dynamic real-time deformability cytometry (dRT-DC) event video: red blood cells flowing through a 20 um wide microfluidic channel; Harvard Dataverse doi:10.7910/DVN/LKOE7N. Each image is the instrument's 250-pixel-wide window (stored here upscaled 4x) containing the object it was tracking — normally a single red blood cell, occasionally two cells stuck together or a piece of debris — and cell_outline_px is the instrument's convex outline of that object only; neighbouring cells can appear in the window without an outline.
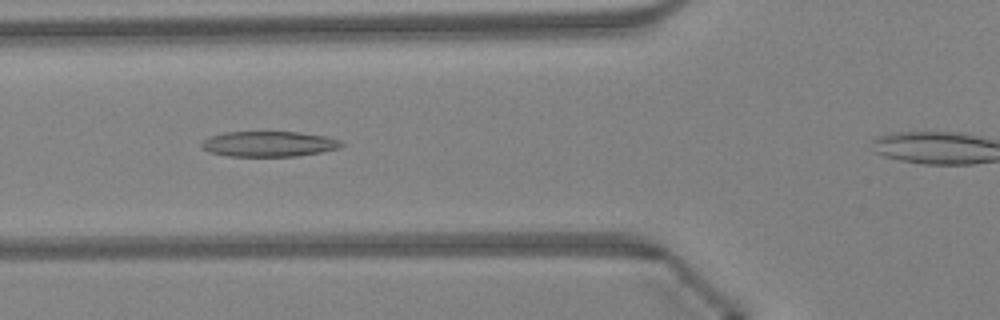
{"species": "Egyptian fruit bat (a non-hibernating species)", "species_latin": "Rousettus aegyptiacus", "temperature_condition": "warm", "stored_images_in_passage": 33, "camera_frame_rate_fps": 3000, "um_per_image_px": 0.085, "animal": {"sex": "female"}, "frame": {"image": 1, "passage_image": 10, "time_ms": 3.0, "image_size_px": [1000, 320], "cell_outline_px": [[344, 144], [340, 148], [320, 152], [296, 156], [228, 156], [208, 152], [200, 144], [204, 140], [212, 136], [224, 132], [296, 132], [324, 136], [340, 140]], "centroid_in_image_um": [22.85, 12.24], "position_along_channel_um": 102.9, "area_um2": 20.52}}
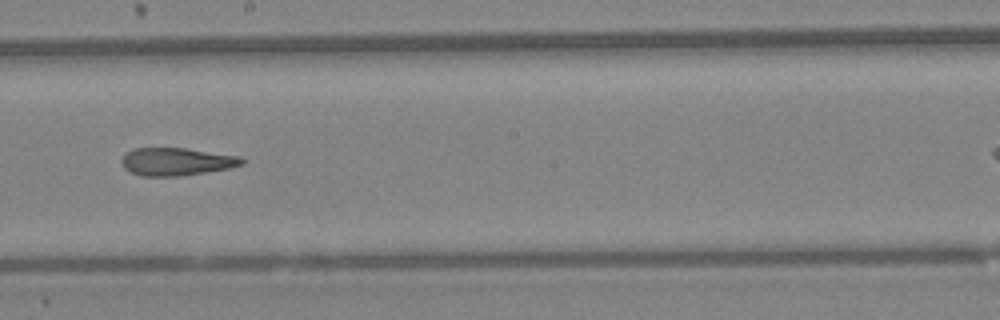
{"frame": {"image": 2, "passage_image": 19, "time_ms": 6.0, "image_size_px": [1000, 320], "cell_outline_px": [[244, 164], [228, 168], [180, 176], [140, 176], [124, 168], [120, 160], [124, 152], [132, 148], [188, 148], [240, 156], [244, 160]], "centroid_in_image_um": [14.96, 13.72], "position_along_channel_um": 233.2, "area_um2": 19.59}}
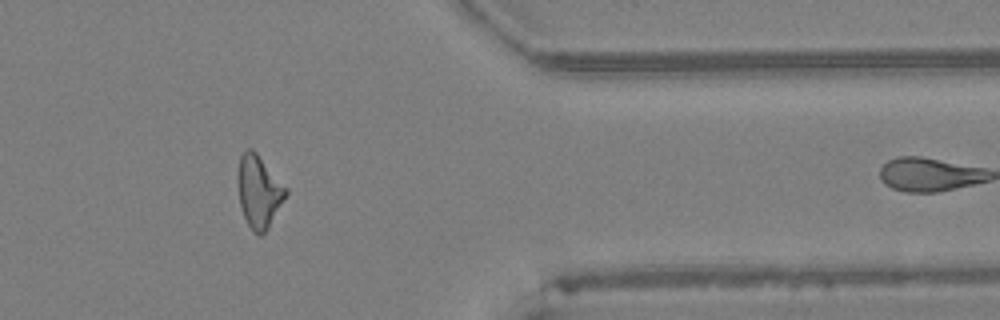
{"frame": {"image": 3, "passage_image": 31, "time_ms": 10.0, "image_size_px": [1000, 320], "cell_outline_px": [[288, 192], [268, 228], [260, 236], [256, 236], [252, 232], [244, 216], [240, 204], [236, 184], [236, 176], [240, 156], [248, 148], [252, 148], [256, 152], [288, 188]], "centroid_in_image_um": [21.98, 16.27], "position_along_channel_um": 389.4, "area_um2": 20.46}}